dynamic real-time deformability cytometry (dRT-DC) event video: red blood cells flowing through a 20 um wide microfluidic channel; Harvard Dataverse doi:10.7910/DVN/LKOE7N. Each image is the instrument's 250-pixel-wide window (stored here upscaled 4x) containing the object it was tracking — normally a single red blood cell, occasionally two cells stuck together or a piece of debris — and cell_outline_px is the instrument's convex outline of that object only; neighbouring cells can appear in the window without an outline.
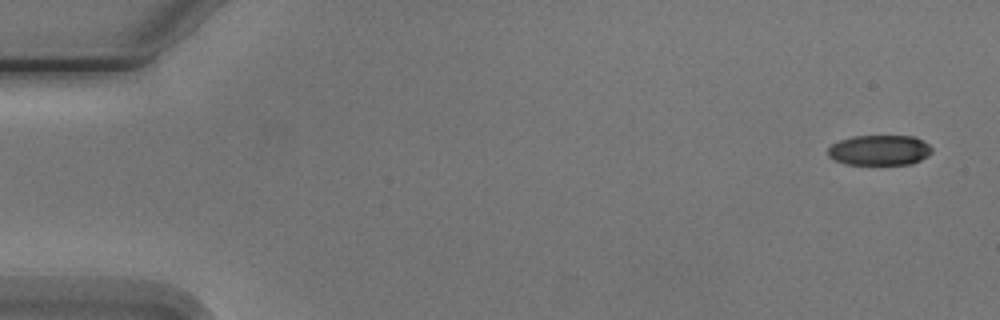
{"species": "Egyptian fruit bat (a non-hibernating species)", "species_latin": "Rousettus aegyptiacus", "temperature_condition": "cold", "stored_images_in_passage": 2, "segment_of_instrument_passage": [2, 2], "camera_frame_rate_fps": 3000, "um_per_image_px": 0.085, "animal": {"sex": "male"}, "frame": {"image": 1, "passage_image": 2, "time_ms": 2.0, "image_size_px": [1000, 320], "cell_outline_px": [[932, 152], [928, 156], [912, 164], [844, 164], [828, 156], [828, 148], [832, 144], [840, 140], [852, 136], [912, 136], [928, 144], [932, 148]], "centroid_in_image_um": [74.75, 12.77], "position_along_channel_um": 10.2, "area_um2": 18.26}}